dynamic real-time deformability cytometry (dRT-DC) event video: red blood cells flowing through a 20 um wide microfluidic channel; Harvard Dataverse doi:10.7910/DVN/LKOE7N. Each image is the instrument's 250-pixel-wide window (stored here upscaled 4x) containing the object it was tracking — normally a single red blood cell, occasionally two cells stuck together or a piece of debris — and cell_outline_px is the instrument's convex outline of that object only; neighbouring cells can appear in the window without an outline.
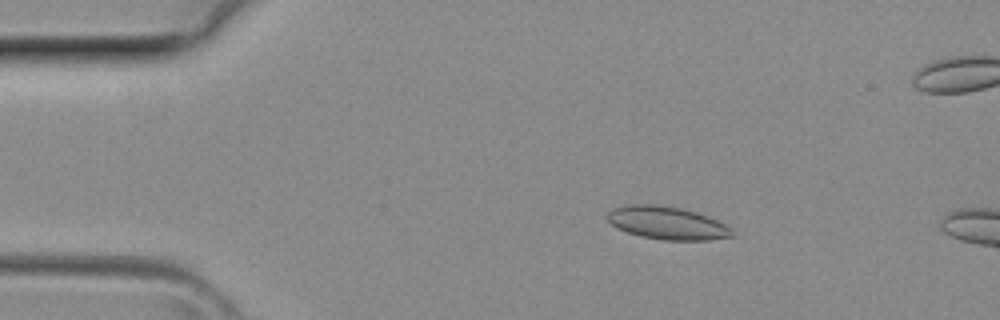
{"species": "common noctule bat (a hibernating species)", "species_latin": "Nyctalus noctula", "temperature_condition": "room temperature", "stored_images_in_passage": 9, "camera_frame_rate_fps": 3000, "um_per_image_px": 0.085, "animal": {"sex": "female", "body_mass_g": 29.2, "forearm_length_mm": 56.3}, "frame": {"image": 1, "passage_image": 6, "time_ms": 1.667, "image_size_px": [1000, 320], "cell_outline_px": [[736, 236], [708, 240], [664, 240], [640, 236], [616, 228], [604, 216], [612, 208], [628, 204], [660, 204], [680, 208], [696, 212], [708, 216], [732, 228]], "centroid_in_image_um": [56.69, 18.95], "position_along_channel_um": 28.3, "area_um2": 24.16}}